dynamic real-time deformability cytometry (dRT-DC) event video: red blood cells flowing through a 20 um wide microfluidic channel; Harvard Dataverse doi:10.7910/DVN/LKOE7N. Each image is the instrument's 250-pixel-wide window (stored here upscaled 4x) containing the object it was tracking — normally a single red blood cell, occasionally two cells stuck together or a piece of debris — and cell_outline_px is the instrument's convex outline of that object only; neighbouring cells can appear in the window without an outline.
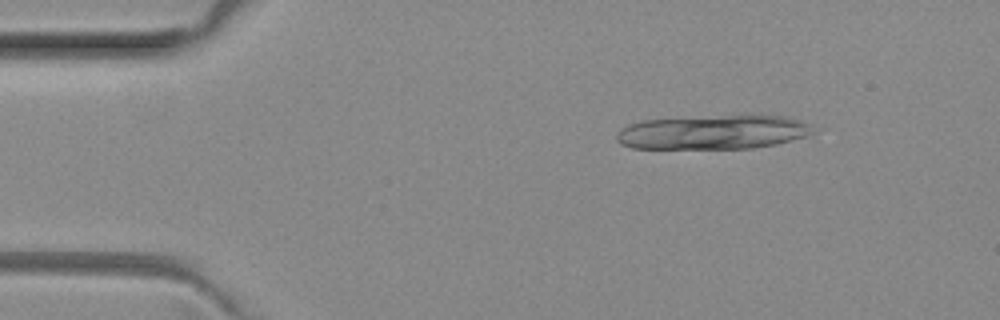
{"species": "common noctule bat (a hibernating species)", "species_latin": "Nyctalus noctula", "temperature_condition": "room temperature", "stored_images_in_passage": 4, "camera_frame_rate_fps": 3000, "um_per_image_px": 0.085, "animal": {"sex": "female", "body_mass_g": 29.2, "forearm_length_mm": 56.3}, "frame": {"image": 1, "passage_image": 1, "time_ms": 0.0, "image_size_px": [1000, 320], "cell_outline_px": [[816, 132], [808, 136], [776, 144], [752, 148], [632, 148], [620, 144], [616, 140], [616, 136], [628, 124], [644, 120], [728, 116], [788, 116], [800, 120], [808, 124]], "centroid_in_image_um": [60.65, 11.25], "position_along_channel_um": 24.3, "area_um2": 38.55}}